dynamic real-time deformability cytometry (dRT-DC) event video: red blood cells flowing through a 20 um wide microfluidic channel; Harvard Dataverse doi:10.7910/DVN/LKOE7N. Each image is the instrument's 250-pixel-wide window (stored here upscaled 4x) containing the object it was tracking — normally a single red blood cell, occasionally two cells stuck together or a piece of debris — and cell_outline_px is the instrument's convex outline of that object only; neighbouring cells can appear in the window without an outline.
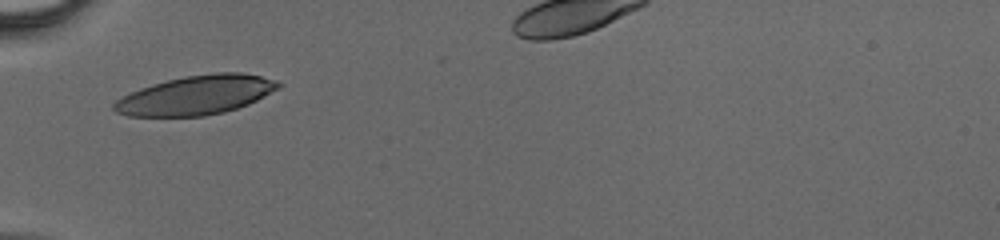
{"species": "human", "species_latin": "Homo sapiens", "temperature_condition": "cold", "stored_images_in_passage": 26, "camera_frame_rate_fps": 3000, "um_per_image_px": 0.085, "donor": {"sex": "male"}, "frame": {"image": 1, "passage_image": 1, "time_ms": 0.0, "image_size_px": [1000, 240], "cell_outline_px": [[284, 84], [280, 88], [248, 104], [224, 112], [204, 116], [128, 116], [116, 112], [112, 108], [112, 104], [116, 100], [140, 88], [152, 84], [184, 76], [216, 72], [240, 72], [260, 76], [276, 80]], "centroid_in_image_um": [16.68, 8.08], "position_along_channel_um": 68.3, "area_um2": 37.4}}
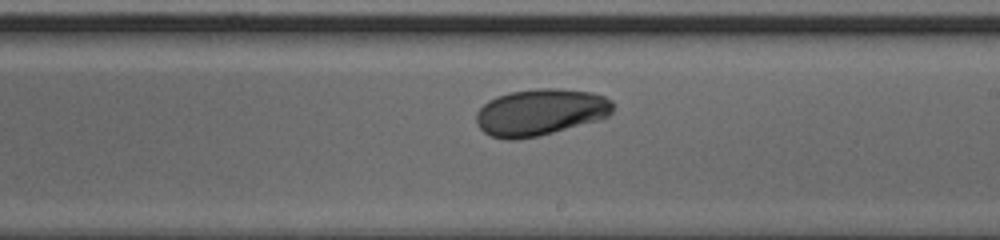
{"frame": {"image": 2, "passage_image": 13, "time_ms": 4.0, "image_size_px": [1000, 240], "cell_outline_px": [[616, 104], [612, 112], [608, 116], [600, 120], [536, 136], [516, 140], [508, 140], [492, 136], [484, 132], [476, 124], [476, 112], [488, 100], [496, 96], [508, 92], [536, 88], [560, 88], [592, 92], [604, 96], [612, 100]], "centroid_in_image_um": [45.95, 9.52], "position_along_channel_um": 243.1, "area_um2": 37.51}}
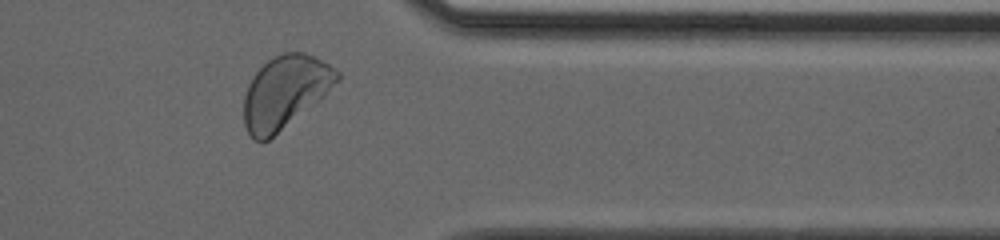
{"frame": {"image": 3, "passage_image": 23, "time_ms": 7.333, "image_size_px": [1000, 240], "cell_outline_px": [[340, 80], [324, 96], [268, 140], [256, 140], [248, 132], [244, 124], [244, 96], [248, 84], [256, 72], [268, 60], [284, 52], [304, 52], [328, 64], [340, 72]], "centroid_in_image_um": [24.24, 7.8], "position_along_channel_um": 387.2, "area_um2": 38.84}}